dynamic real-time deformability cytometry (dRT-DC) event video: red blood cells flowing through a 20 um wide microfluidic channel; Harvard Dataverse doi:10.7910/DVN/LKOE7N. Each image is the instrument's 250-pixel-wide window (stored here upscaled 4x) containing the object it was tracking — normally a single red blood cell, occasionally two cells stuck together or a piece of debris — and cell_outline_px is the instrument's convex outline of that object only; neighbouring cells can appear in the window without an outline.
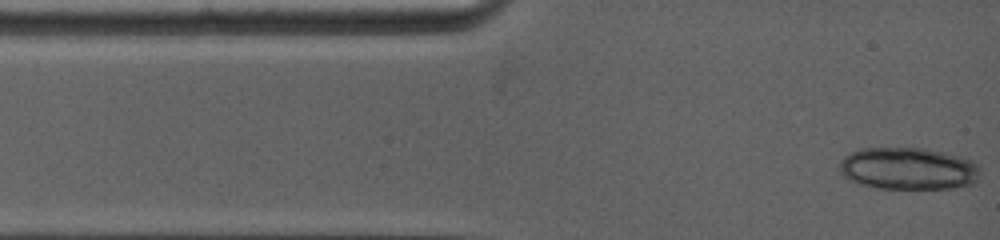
{"species": "common noctule bat (a hibernating species)", "species_latin": "Nyctalus noctula", "temperature_condition": "warm", "stored_images_in_passage": 3, "camera_frame_rate_fps": 5000, "um_per_image_px": 0.085, "animal": {"sex": "female", "body_mass_g": 19.0, "forearm_length_mm": 53.3}, "frame": {"image": 1, "passage_image": 1, "time_ms": 0.0, "image_size_px": [1000, 240], "cell_outline_px": [[976, 180], [972, 184], [948, 188], [880, 188], [864, 184], [844, 176], [840, 172], [840, 164], [852, 152], [860, 148], [924, 148], [944, 152], [960, 156], [968, 160], [972, 164], [976, 176]], "centroid_in_image_um": [77.16, 14.32], "position_along_channel_um": 7.8, "area_um2": 33.41}}